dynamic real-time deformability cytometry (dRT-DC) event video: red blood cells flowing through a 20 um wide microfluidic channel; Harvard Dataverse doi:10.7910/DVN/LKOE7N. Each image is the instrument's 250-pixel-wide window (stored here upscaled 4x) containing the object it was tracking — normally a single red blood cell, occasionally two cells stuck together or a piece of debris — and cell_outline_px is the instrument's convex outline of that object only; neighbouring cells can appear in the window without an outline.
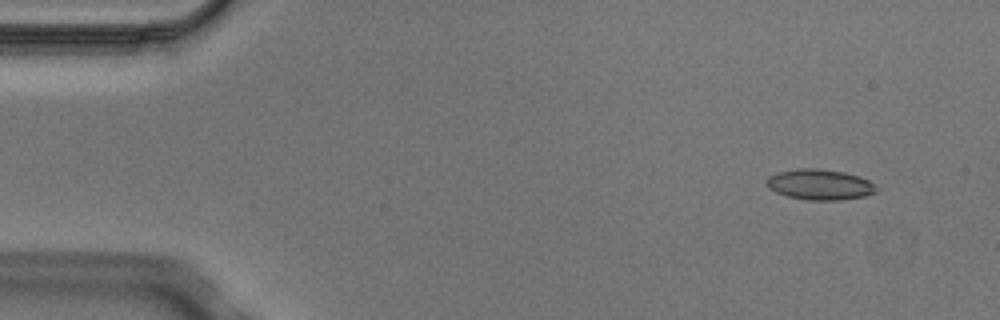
{"species": "Egyptian fruit bat (a non-hibernating species)", "species_latin": "Rousettus aegyptiacus", "temperature_condition": "cold", "stored_images_in_passage": 5, "camera_frame_rate_fps": 3000, "um_per_image_px": 0.085, "animal": {"sex": "male"}, "frame": {"image": 1, "passage_image": 2, "time_ms": 0.333, "image_size_px": [1000, 320], "cell_outline_px": [[876, 192], [864, 196], [840, 200], [808, 200], [788, 196], [776, 192], [768, 188], [768, 176], [776, 172], [796, 168], [820, 168], [844, 172], [860, 176], [876, 184]], "centroid_in_image_um": [69.69, 15.67], "position_along_channel_um": 15.3, "area_um2": 19.65}}
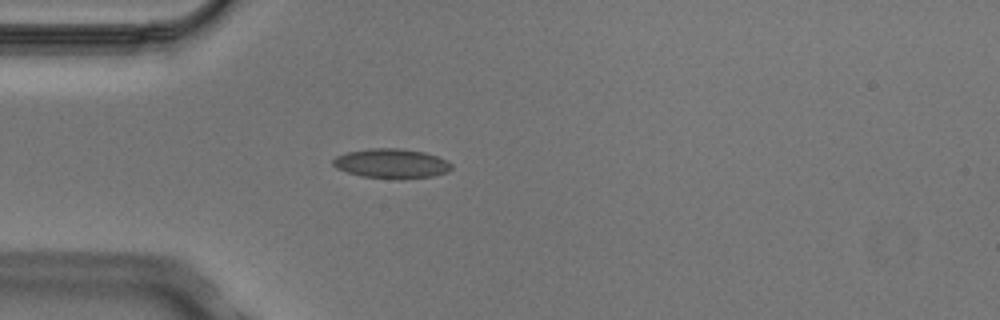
{"frame": {"image": 2, "passage_image": 5, "time_ms": 1.333, "image_size_px": [1000, 320], "cell_outline_px": [[452, 168], [448, 172], [432, 176], [360, 176], [336, 168], [332, 164], [332, 160], [336, 156], [348, 152], [368, 148], [400, 148], [424, 152], [436, 156], [452, 164]], "centroid_in_image_um": [33.23, 13.85], "position_along_channel_um": 51.8, "area_um2": 19.54}}